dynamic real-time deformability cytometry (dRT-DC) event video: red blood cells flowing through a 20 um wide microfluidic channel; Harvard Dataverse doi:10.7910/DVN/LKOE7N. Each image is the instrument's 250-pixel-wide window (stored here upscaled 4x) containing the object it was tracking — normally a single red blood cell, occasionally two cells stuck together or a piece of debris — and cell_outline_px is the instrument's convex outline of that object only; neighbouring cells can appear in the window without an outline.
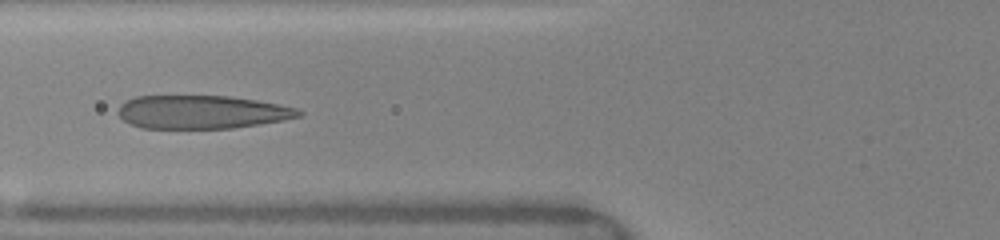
{"species": "human", "species_latin": "Homo sapiens", "temperature_condition": "warm", "stored_images_in_passage": 14, "camera_frame_rate_fps": 3000, "um_per_image_px": 0.085, "donor": {"sex": "female"}, "frame": {"image": 1, "passage_image": 12, "time_ms": 6.333, "image_size_px": [1000, 240], "cell_outline_px": [[304, 112], [300, 116], [284, 120], [260, 124], [232, 128], [140, 128], [124, 120], [116, 112], [120, 104], [124, 100], [136, 96], [228, 96], [256, 100], [296, 108]], "centroid_in_image_um": [17.12, 9.52], "position_along_channel_um": 108.7, "area_um2": 35.08}}